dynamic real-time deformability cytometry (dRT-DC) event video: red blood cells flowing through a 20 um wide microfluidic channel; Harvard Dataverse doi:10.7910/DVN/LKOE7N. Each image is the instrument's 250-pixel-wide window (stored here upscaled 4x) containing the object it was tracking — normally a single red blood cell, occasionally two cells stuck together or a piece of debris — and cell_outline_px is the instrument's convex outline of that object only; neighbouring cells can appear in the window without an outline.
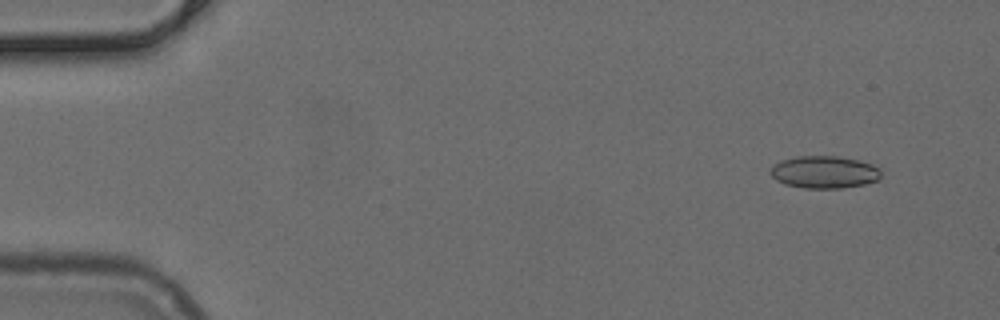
{"species": "common noctule bat (a hibernating species)", "species_latin": "Nyctalus noctula", "temperature_condition": "cold", "stored_images_in_passage": 50, "camera_frame_rate_fps": 3000, "um_per_image_px": 0.085, "animal": {"sex": "female", "body_mass_g": 24.6, "forearm_length_mm": 56.2}, "frame": {"image": 1, "passage_image": 4, "time_ms": 1.0, "image_size_px": [1000, 320], "cell_outline_px": [[880, 180], [864, 184], [840, 188], [804, 188], [784, 184], [776, 180], [768, 172], [768, 168], [772, 164], [780, 160], [796, 156], [836, 156], [856, 160], [872, 164], [880, 168]], "centroid_in_image_um": [70.01, 14.62], "position_along_channel_um": 15.0, "area_um2": 21.1}}
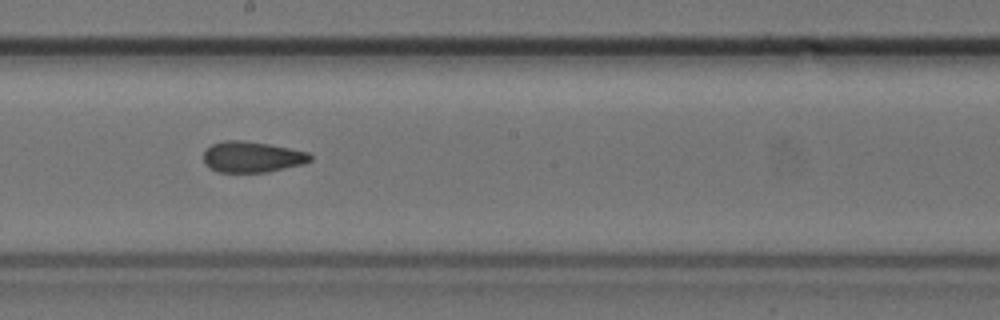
{"frame": {"image": 2, "passage_image": 28, "time_ms": 9.0, "image_size_px": [1000, 320], "cell_outline_px": [[312, 160], [304, 164], [268, 172], [216, 172], [208, 168], [204, 164], [204, 152], [212, 144], [224, 140], [244, 140], [268, 144], [308, 152], [312, 156]], "centroid_in_image_um": [21.41, 13.35], "position_along_channel_um": 226.8, "area_um2": 19.36}}
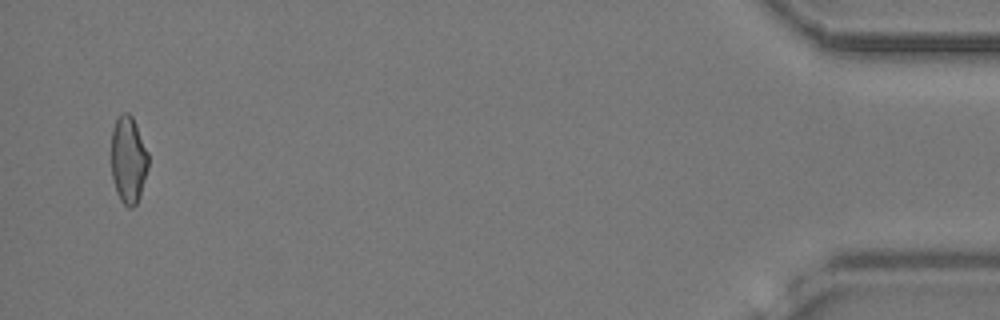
{"frame": {"image": 3, "passage_image": 49, "time_ms": 16.0, "image_size_px": [1000, 320], "cell_outline_px": [[148, 168], [140, 196], [136, 204], [132, 208], [128, 208], [120, 200], [116, 192], [112, 176], [112, 128], [116, 120], [124, 112], [128, 112], [132, 116], [136, 124], [148, 152]], "centroid_in_image_um": [10.92, 13.6], "position_along_channel_um": 424.3, "area_um2": 18.79}}